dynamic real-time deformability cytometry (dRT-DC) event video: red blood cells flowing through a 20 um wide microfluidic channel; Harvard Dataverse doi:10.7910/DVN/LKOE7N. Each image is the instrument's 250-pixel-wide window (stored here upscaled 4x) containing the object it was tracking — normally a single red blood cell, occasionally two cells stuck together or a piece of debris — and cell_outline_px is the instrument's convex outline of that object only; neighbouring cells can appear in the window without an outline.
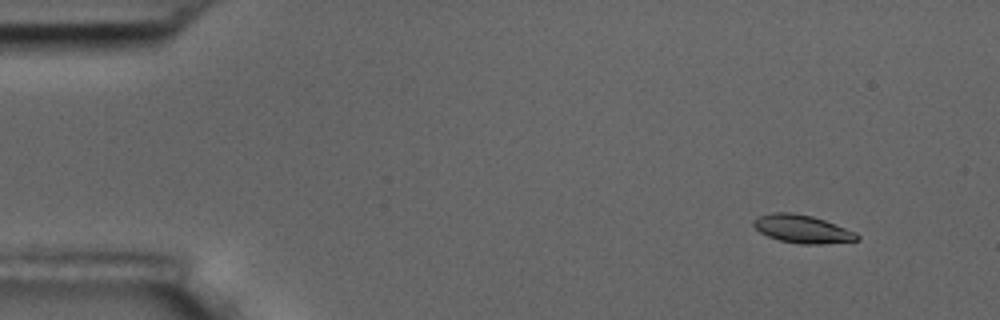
{"species": "common noctule bat (a hibernating species)", "species_latin": "Nyctalus noctula", "temperature_condition": "room temperature", "stored_images_in_passage": 10, "camera_frame_rate_fps": 3000, "um_per_image_px": 0.085, "animal": {"sex": "male", "body_mass_g": 17.5, "forearm_length_mm": 52.3}, "frame": {"image": 1, "passage_image": 1, "time_ms": 0.0, "image_size_px": [1000, 320], "cell_outline_px": [[860, 240], [820, 244], [800, 244], [780, 240], [768, 236], [760, 232], [752, 224], [752, 220], [756, 216], [772, 212], [792, 212], [812, 216], [824, 220], [856, 232], [860, 236]], "centroid_in_image_um": [68.17, 19.45], "position_along_channel_um": 16.8, "area_um2": 16.99}}
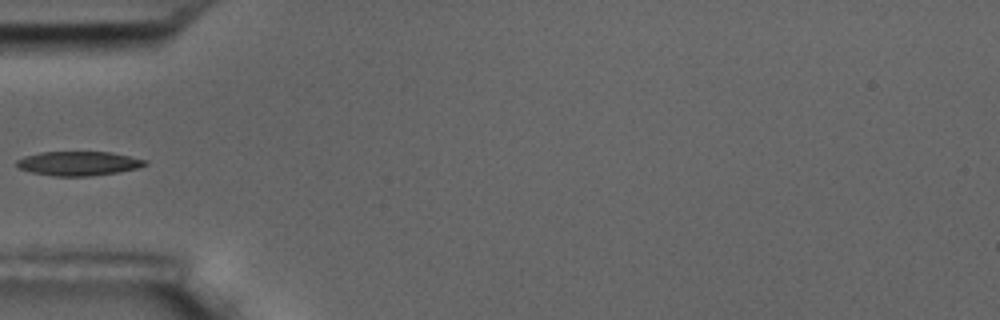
{"frame": {"image": 2, "passage_image": 5, "time_ms": 4.667, "image_size_px": [1000, 320], "cell_outline_px": [[148, 164], [140, 168], [120, 172], [88, 176], [56, 176], [32, 172], [20, 168], [16, 164], [16, 160], [24, 156], [40, 152], [112, 152], [148, 160]], "centroid_in_image_um": [6.73, 13.89], "position_along_channel_um": 78.3, "area_um2": 18.21}}
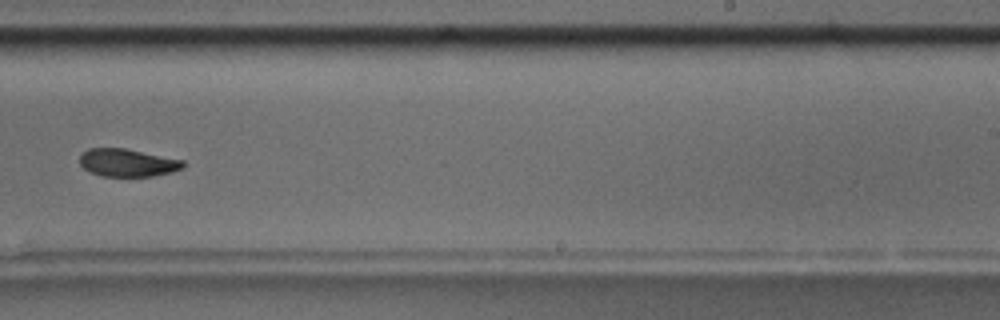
{"frame": {"image": 3, "passage_image": 10, "time_ms": 10.333, "image_size_px": [1000, 320], "cell_outline_px": [[184, 168], [172, 172], [152, 176], [100, 176], [88, 172], [80, 164], [80, 156], [88, 148], [124, 148], [184, 160]], "centroid_in_image_um": [10.83, 13.83], "position_along_channel_um": 278.2, "area_um2": 16.76}}